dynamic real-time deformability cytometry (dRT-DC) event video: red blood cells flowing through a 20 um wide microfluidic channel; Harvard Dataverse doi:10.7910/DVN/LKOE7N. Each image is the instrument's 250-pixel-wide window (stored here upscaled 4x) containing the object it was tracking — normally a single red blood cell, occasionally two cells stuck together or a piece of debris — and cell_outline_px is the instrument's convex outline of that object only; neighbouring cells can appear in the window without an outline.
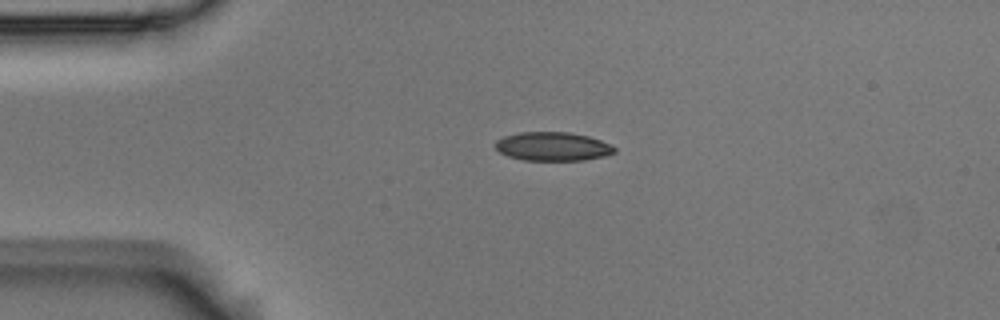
{"species": "Egyptian fruit bat (a non-hibernating species)", "species_latin": "Rousettus aegyptiacus", "temperature_condition": "room temperature", "stored_images_in_passage": 43, "camera_frame_rate_fps": 3000, "um_per_image_px": 0.085, "animal": {"sex": "male"}, "frame": {"image": 1, "passage_image": 1, "time_ms": 0.0, "image_size_px": [1000, 320], "cell_outline_px": [[616, 152], [604, 156], [584, 160], [524, 160], [508, 156], [500, 152], [496, 148], [496, 140], [504, 136], [520, 132], [568, 132], [588, 136], [612, 144], [616, 148]], "centroid_in_image_um": [47.01, 12.44], "position_along_channel_um": 38.0, "area_um2": 19.94}}
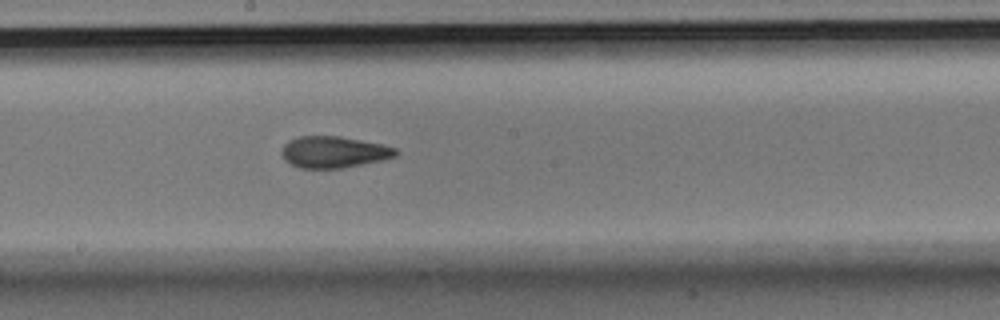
{"frame": {"image": 2, "passage_image": 18, "time_ms": 5.667, "image_size_px": [1000, 320], "cell_outline_px": [[400, 152], [396, 156], [384, 160], [340, 168], [300, 168], [284, 160], [280, 152], [284, 144], [288, 140], [296, 136], [340, 136], [384, 144], [396, 148]], "centroid_in_image_um": [28.38, 12.91], "position_along_channel_um": 219.8, "area_um2": 21.21}}
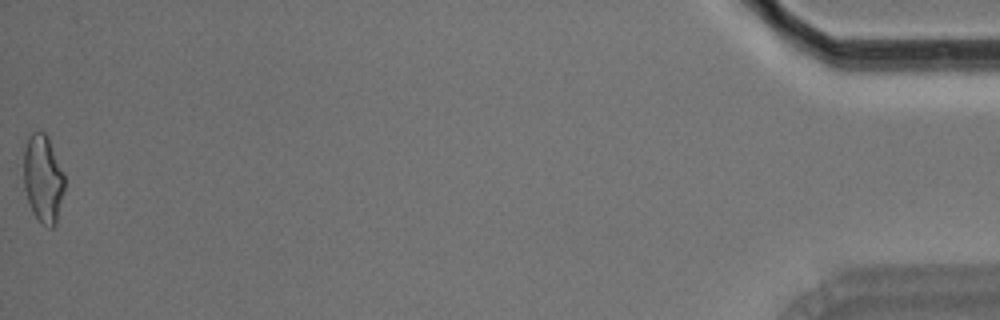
{"frame": {"image": 3, "passage_image": 43, "time_ms": 14.0, "image_size_px": [1000, 320], "cell_outline_px": [[64, 188], [56, 224], [52, 228], [48, 228], [40, 224], [32, 212], [24, 188], [24, 148], [28, 136], [32, 132], [44, 132], [48, 136], [64, 172]], "centroid_in_image_um": [3.66, 15.2], "position_along_channel_um": 431.5, "area_um2": 21.15}, "authors_computed_cell_mechanics": {"area_um2": 20.808, "velocity_mm_per_s": 3.7286, "shape_relaxation_time_tau1_ms": 6.0532, "shape_relaxation_time_tau2_ms": 1.3154, "deformation_change_tau1": 0.1572, "deformation_change_tau2": 0.0706}}